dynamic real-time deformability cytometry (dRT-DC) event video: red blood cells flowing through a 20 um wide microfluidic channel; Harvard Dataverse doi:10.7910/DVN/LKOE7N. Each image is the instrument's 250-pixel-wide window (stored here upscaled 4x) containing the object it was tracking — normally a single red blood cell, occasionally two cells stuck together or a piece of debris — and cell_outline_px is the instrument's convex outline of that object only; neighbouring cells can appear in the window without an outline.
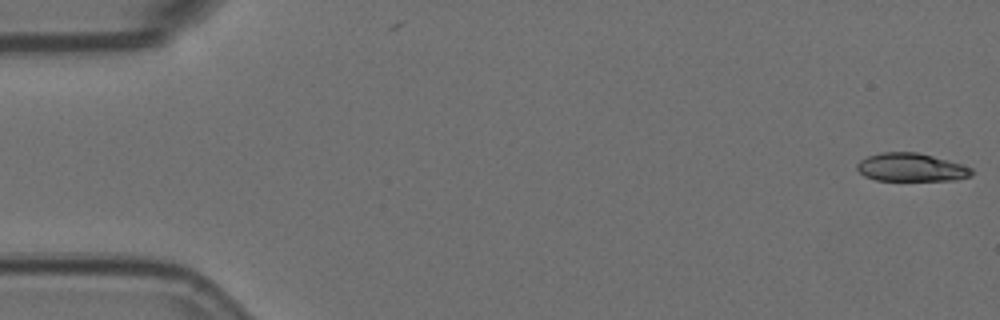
{"species": "Egyptian fruit bat (a non-hibernating species)", "species_latin": "Rousettus aegyptiacus", "temperature_condition": "room temperature", "stored_images_in_passage": 6, "camera_frame_rate_fps": 3000, "um_per_image_px": 0.085, "animal": {"sex": "female"}, "frame": {"image": 1, "passage_image": 1, "time_ms": 0.0, "image_size_px": [1000, 320], "cell_outline_px": [[972, 176], [956, 180], [876, 180], [864, 176], [856, 168], [856, 164], [860, 160], [868, 156], [880, 152], [916, 152], [964, 164], [972, 168]], "centroid_in_image_um": [77.45, 14.22], "position_along_channel_um": 7.5, "area_um2": 18.9}}